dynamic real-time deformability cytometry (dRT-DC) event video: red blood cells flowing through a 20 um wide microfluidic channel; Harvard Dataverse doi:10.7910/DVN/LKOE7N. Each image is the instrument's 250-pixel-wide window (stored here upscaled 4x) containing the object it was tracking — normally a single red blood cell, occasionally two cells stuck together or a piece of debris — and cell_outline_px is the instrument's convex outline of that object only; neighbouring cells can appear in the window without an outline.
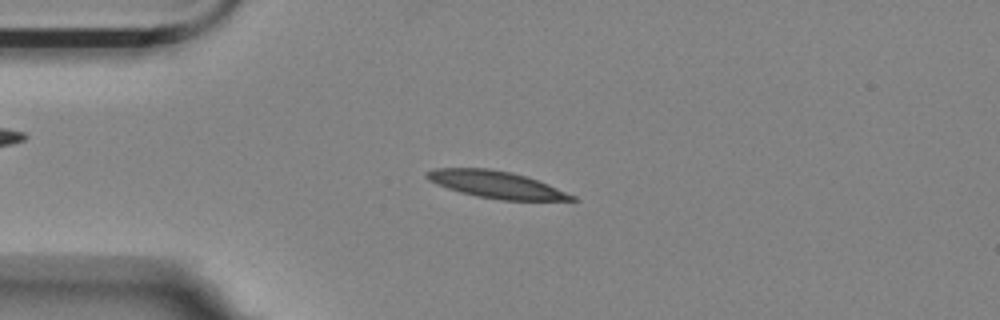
{"species": "Egyptian fruit bat (a non-hibernating species)", "species_latin": "Rousettus aegyptiacus", "temperature_condition": "room temperature", "stored_images_in_passage": 57, "camera_frame_rate_fps": 3000, "um_per_image_px": 0.085, "animal": {"sex": "female"}, "frame": {"image": 1, "passage_image": 14, "time_ms": 4.333, "image_size_px": [1000, 320], "cell_outline_px": [[576, 200], [500, 200], [476, 196], [460, 192], [436, 184], [428, 180], [424, 176], [424, 172], [436, 168], [488, 168], [512, 172], [548, 184], [576, 196]], "centroid_in_image_um": [42.12, 15.68], "position_along_channel_um": 42.9, "area_um2": 22.77}}
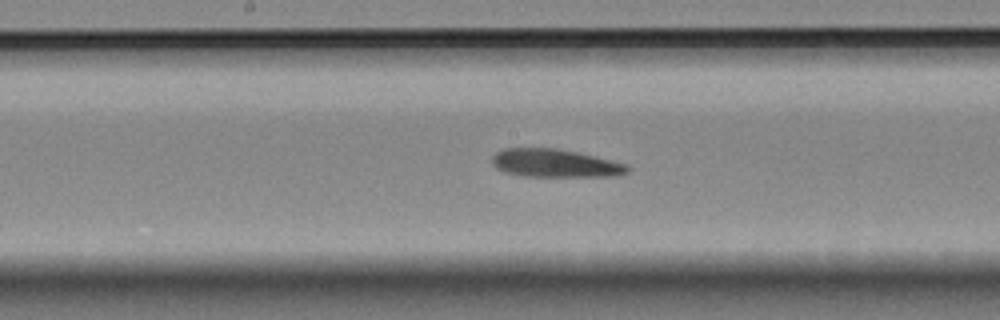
{"frame": {"image": 2, "passage_image": 29, "time_ms": 9.333, "image_size_px": [1000, 320], "cell_outline_px": [[628, 172], [612, 176], [528, 176], [508, 172], [496, 168], [492, 164], [492, 156], [496, 152], [504, 148], [556, 148], [576, 152], [628, 164]], "centroid_in_image_um": [47.16, 13.86], "position_along_channel_um": 201.0, "area_um2": 21.85}}
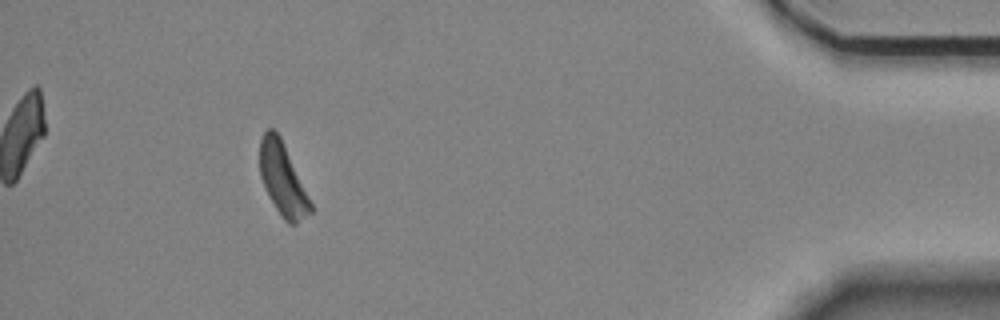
{"frame": {"image": 3, "passage_image": 52, "time_ms": 17.0, "image_size_px": [1000, 320], "cell_outline_px": [[312, 212], [296, 224], [288, 224], [280, 216], [264, 188], [260, 176], [260, 136], [268, 128], [272, 128], [280, 136], [312, 204]], "centroid_in_image_um": [24.01, 15.26], "position_along_channel_um": 411.2, "area_um2": 21.21}}